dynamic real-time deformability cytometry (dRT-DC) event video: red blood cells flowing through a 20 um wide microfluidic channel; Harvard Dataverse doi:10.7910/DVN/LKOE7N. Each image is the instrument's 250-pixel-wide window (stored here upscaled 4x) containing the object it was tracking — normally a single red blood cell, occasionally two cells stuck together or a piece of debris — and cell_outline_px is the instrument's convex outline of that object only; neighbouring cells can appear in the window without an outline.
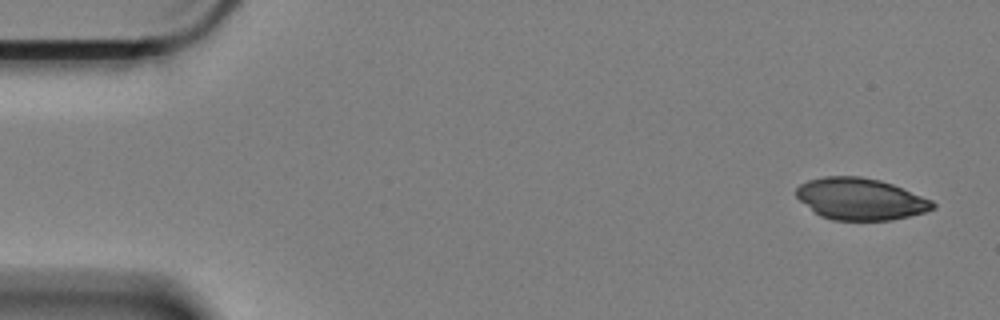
{"species": "Egyptian fruit bat (a non-hibernating species)", "species_latin": "Rousettus aegyptiacus", "temperature_condition": "cold", "stored_images_in_passage": 15, "camera_frame_rate_fps": 3000, "um_per_image_px": 0.085, "animal": {"sex": "female"}, "frame": {"image": 1, "passage_image": 1, "time_ms": 0.0, "image_size_px": [1000, 320], "cell_outline_px": [[936, 208], [924, 212], [892, 220], [832, 220], [820, 216], [800, 200], [796, 196], [796, 188], [800, 184], [808, 180], [824, 176], [860, 176], [880, 180], [892, 184], [932, 200], [936, 204]], "centroid_in_image_um": [73.13, 16.91], "position_along_channel_um": 11.9, "area_um2": 33.12}}